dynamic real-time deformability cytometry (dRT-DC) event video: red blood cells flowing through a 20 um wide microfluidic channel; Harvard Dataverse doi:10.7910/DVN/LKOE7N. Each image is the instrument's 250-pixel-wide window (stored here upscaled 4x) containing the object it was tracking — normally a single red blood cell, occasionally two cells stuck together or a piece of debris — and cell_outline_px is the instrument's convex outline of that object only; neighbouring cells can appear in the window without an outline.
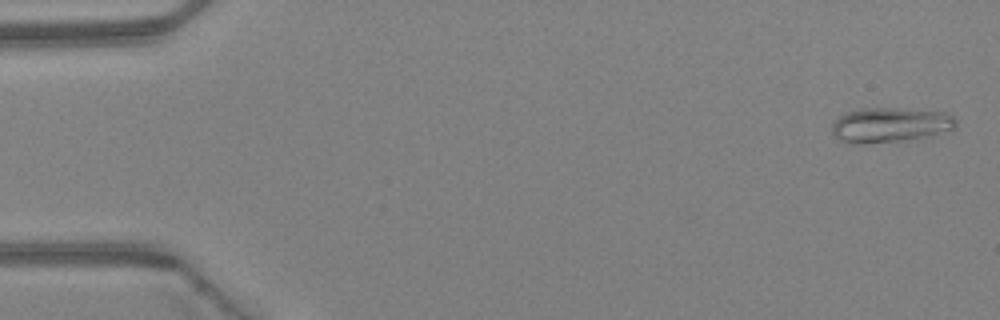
{"species": "Egyptian fruit bat (a non-hibernating species)", "species_latin": "Rousettus aegyptiacus", "temperature_condition": "warm", "stored_images_in_passage": 3, "camera_frame_rate_fps": 3000, "um_per_image_px": 0.085, "animal": {"sex": "female"}, "frame": {"image": 1, "passage_image": 1, "time_ms": 0.0, "image_size_px": [1000, 320], "cell_outline_px": [[956, 128], [908, 140], [868, 144], [856, 144], [840, 140], [832, 132], [832, 124], [840, 116], [848, 112], [860, 108], [892, 108], [948, 112], [956, 120]], "centroid_in_image_um": [75.65, 10.62], "position_along_channel_um": 9.4, "area_um2": 25.03}}